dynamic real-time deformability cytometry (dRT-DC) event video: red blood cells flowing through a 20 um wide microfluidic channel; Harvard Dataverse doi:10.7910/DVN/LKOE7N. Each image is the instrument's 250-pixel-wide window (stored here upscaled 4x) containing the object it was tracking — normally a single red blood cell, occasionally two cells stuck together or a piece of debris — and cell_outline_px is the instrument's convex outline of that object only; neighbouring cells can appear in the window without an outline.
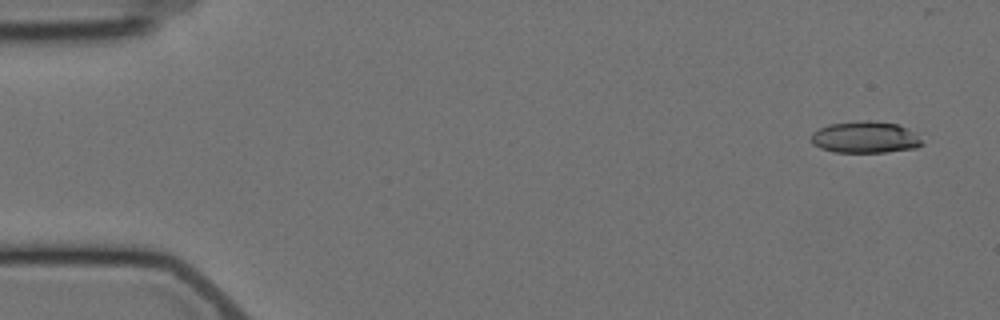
{"species": "Egyptian fruit bat (a non-hibernating species)", "species_latin": "Rousettus aegyptiacus", "temperature_condition": "cold", "stored_images_in_passage": 6, "camera_frame_rate_fps": 3000, "um_per_image_px": 0.085, "animal": {"sex": "female"}, "frame": {"image": 1, "passage_image": 1, "time_ms": 0.0, "image_size_px": [1000, 320], "cell_outline_px": [[924, 144], [916, 148], [884, 152], [836, 152], [820, 148], [812, 144], [812, 132], [828, 124], [864, 120], [868, 120], [896, 124], [908, 128], [916, 132]], "centroid_in_image_um": [73.56, 11.66], "position_along_channel_um": 11.4, "area_um2": 20.52}}
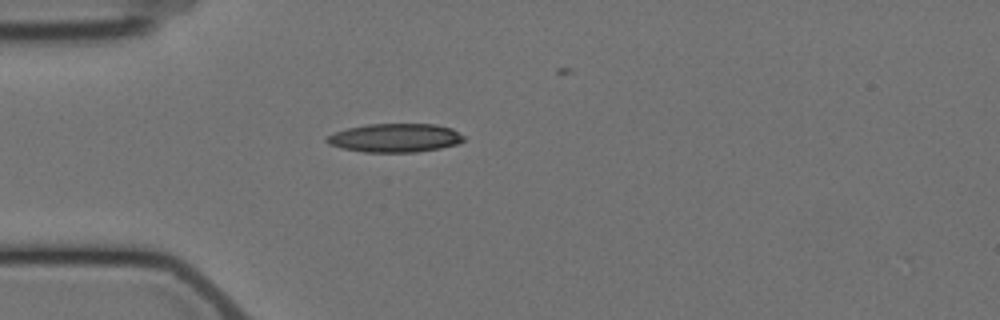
{"frame": {"image": 2, "passage_image": 4, "time_ms": 4.333, "image_size_px": [1000, 320], "cell_outline_px": [[464, 140], [456, 144], [440, 148], [416, 152], [364, 152], [344, 148], [328, 144], [324, 140], [324, 136], [348, 128], [368, 124], [436, 124], [452, 128], [464, 136]], "centroid_in_image_um": [33.57, 11.71], "position_along_channel_um": 51.4, "area_um2": 22.83}}